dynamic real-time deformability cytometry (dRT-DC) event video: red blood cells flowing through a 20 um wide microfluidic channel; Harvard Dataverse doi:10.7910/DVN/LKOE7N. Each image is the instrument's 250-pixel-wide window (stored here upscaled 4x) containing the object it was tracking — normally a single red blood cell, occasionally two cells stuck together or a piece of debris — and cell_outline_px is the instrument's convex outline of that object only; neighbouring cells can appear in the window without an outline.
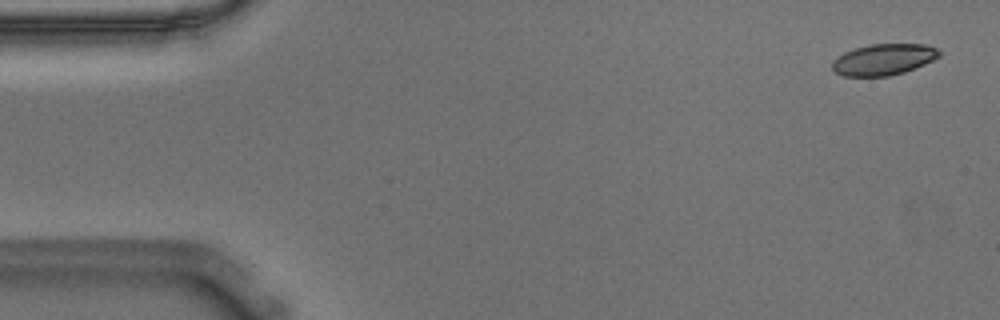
{"species": "Egyptian fruit bat (a non-hibernating species)", "species_latin": "Rousettus aegyptiacus", "temperature_condition": "warm", "stored_images_in_passage": 55, "camera_frame_rate_fps": 3000, "um_per_image_px": 0.085, "animal": {"sex": "male"}, "frame": {"image": 1, "passage_image": 2, "time_ms": 0.333, "image_size_px": [1000, 320], "cell_outline_px": [[940, 56], [924, 64], [904, 72], [888, 76], [844, 76], [836, 72], [832, 68], [832, 60], [844, 52], [856, 48], [872, 44], [924, 44], [936, 48], [940, 52]], "centroid_in_image_um": [75.09, 5.05], "position_along_channel_um": 9.9, "area_um2": 19.31}}
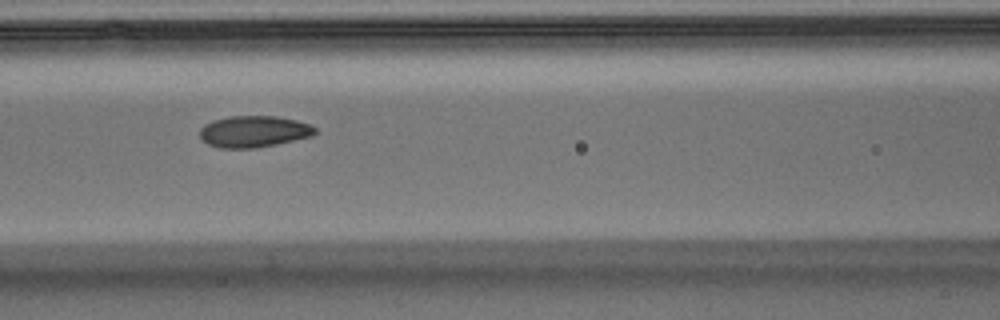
{"frame": {"image": 2, "passage_image": 23, "time_ms": 7.333, "image_size_px": [1000, 320], "cell_outline_px": [[316, 132], [312, 136], [276, 144], [256, 148], [220, 148], [208, 144], [200, 136], [200, 128], [204, 124], [212, 120], [228, 116], [276, 116], [296, 120], [308, 124], [316, 128]], "centroid_in_image_um": [21.55, 11.17], "position_along_channel_um": 145.0, "area_um2": 21.15}}
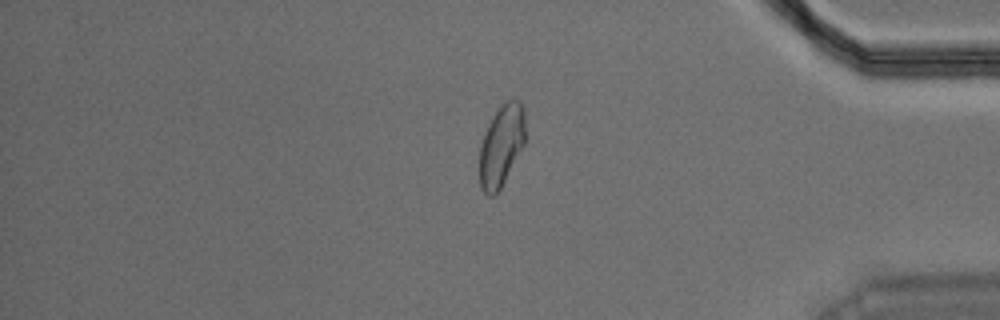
{"frame": {"image": 3, "passage_image": 46, "time_ms": 15.0, "image_size_px": [1000, 320], "cell_outline_px": [[524, 144], [496, 196], [488, 196], [480, 188], [480, 144], [484, 132], [492, 116], [500, 104], [508, 100], [520, 100], [524, 108]], "centroid_in_image_um": [42.6, 12.36], "position_along_channel_um": 392.6, "area_um2": 21.73}, "authors_computed_cell_mechanics": {"area_um2": 21.097, "velocity_mm_per_s": 3.6076, "shape_relaxation_time_tau1_ms": 10.9267, "shape_relaxation_time_tau2_ms": 2.5864, "deformation_change_tau1": 0.2274, "deformation_change_tau2": 0.0655}}